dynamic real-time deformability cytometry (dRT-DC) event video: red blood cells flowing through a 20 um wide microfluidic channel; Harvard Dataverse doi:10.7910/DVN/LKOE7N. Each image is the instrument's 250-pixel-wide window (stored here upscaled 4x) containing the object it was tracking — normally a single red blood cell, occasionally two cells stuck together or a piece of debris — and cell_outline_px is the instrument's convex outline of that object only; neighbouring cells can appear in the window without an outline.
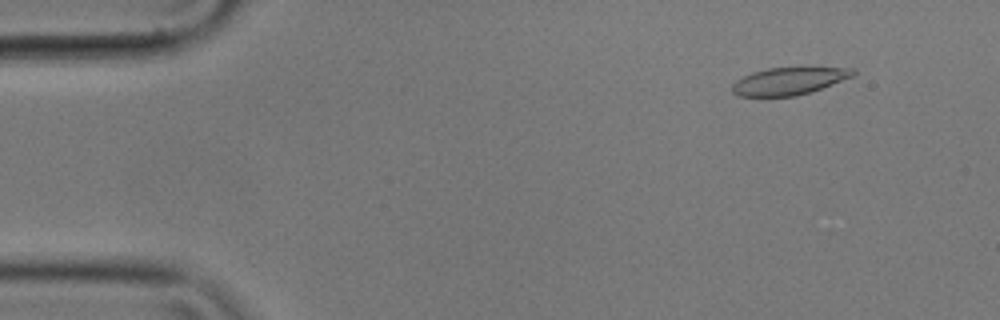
{"species": "common noctule bat (a hibernating species)", "species_latin": "Nyctalus noctula", "temperature_condition": "cold", "stored_images_in_passage": 17, "camera_frame_rate_fps": 3000, "um_per_image_px": 0.085, "animal": {"sex": "male", "body_mass_g": 17.9}, "frame": {"image": 1, "passage_image": 6, "time_ms": 1.667, "image_size_px": [1000, 320], "cell_outline_px": [[856, 72], [852, 76], [812, 92], [796, 96], [736, 96], [732, 92], [732, 84], [736, 80], [752, 72], [768, 68], [856, 68]], "centroid_in_image_um": [67.03, 6.9], "position_along_channel_um": 18.0, "area_um2": 19.13}}
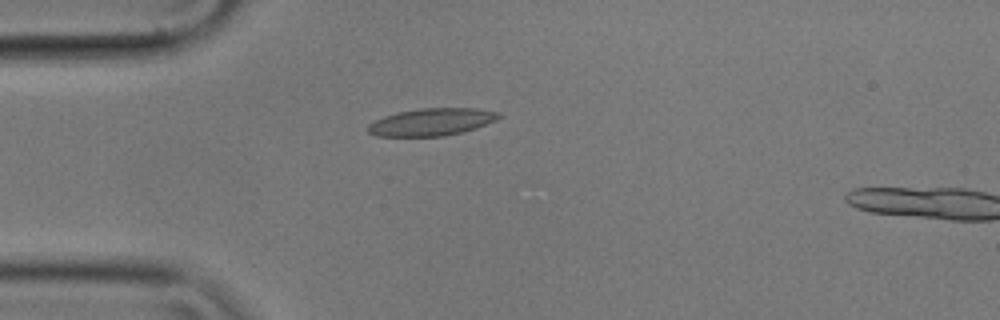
{"frame": {"image": 2, "passage_image": 15, "time_ms": 4.667, "image_size_px": [1000, 320], "cell_outline_px": [[504, 116], [496, 120], [476, 128], [464, 132], [444, 136], [376, 136], [368, 132], [368, 124], [384, 116], [396, 112], [420, 108], [476, 108], [500, 112]], "centroid_in_image_um": [36.72, 10.36], "position_along_channel_um": 48.3, "area_um2": 21.04}}